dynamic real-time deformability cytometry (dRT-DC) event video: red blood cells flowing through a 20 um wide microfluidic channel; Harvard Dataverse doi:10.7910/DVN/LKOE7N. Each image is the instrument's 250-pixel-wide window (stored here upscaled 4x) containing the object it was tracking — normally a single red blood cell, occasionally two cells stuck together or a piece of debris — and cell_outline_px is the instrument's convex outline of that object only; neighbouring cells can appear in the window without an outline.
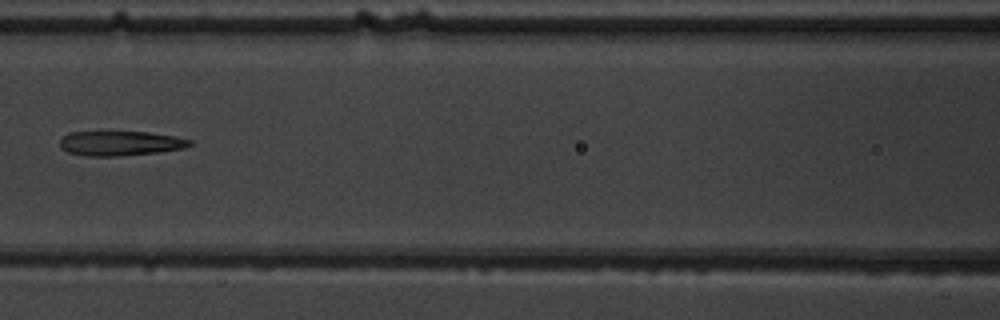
{"species": "common noctule bat (a hibernating species)", "species_latin": "Nyctalus noctula", "temperature_condition": "warm", "stored_images_in_passage": 8, "camera_frame_rate_fps": 3000, "um_per_image_px": 0.085, "animal": {"sex": "male", "body_mass_g": 19.5, "forearm_length_mm": 54.6}, "frame": {"image": 1, "passage_image": 7, "time_ms": 8.0, "image_size_px": [1000, 320], "cell_outline_px": [[192, 144], [184, 148], [156, 152], [116, 156], [88, 156], [68, 152], [60, 148], [60, 140], [68, 132], [148, 132], [176, 136], [192, 140]], "centroid_in_image_um": [10.22, 12.17], "position_along_channel_um": 156.4, "area_um2": 18.55}}
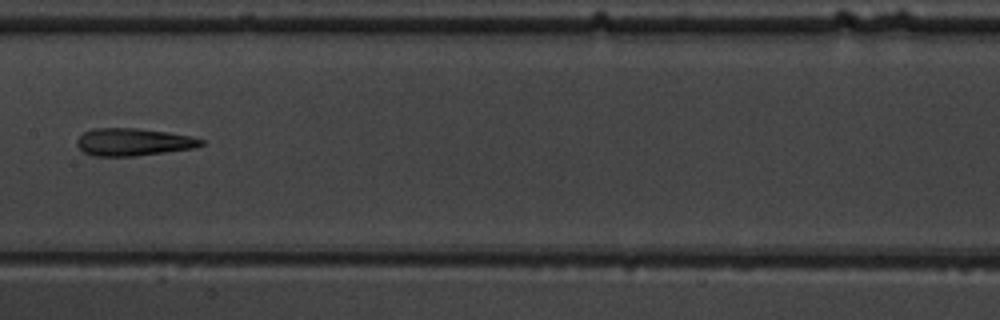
{"frame": {"image": 2, "passage_image": 8, "time_ms": 9.0, "image_size_px": [1000, 320], "cell_outline_px": [[204, 144], [196, 148], [132, 156], [92, 156], [84, 152], [76, 144], [76, 140], [84, 132], [92, 128], [136, 128], [168, 132], [188, 136], [204, 140]], "centroid_in_image_um": [11.31, 12.07], "position_along_channel_um": 196.1, "area_um2": 19.83}}